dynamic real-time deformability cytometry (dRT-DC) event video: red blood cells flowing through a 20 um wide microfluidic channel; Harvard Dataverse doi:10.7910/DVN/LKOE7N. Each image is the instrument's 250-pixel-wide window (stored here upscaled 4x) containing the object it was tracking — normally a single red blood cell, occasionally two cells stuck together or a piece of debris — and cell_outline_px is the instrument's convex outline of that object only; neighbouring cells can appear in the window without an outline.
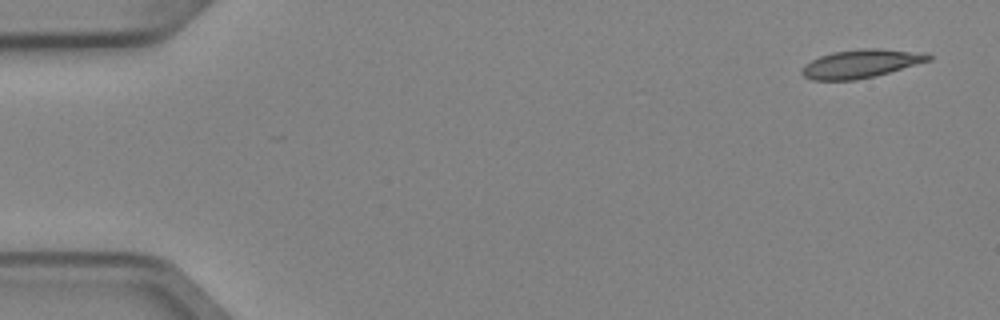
{"species": "Egyptian fruit bat (a non-hibernating species)", "species_latin": "Rousettus aegyptiacus", "temperature_condition": "cold", "stored_images_in_passage": 4, "camera_frame_rate_fps": 3000, "um_per_image_px": 0.085, "animal": {"sex": "female"}, "frame": {"image": 1, "passage_image": 1, "time_ms": 0.0, "image_size_px": [1000, 320], "cell_outline_px": [[932, 60], [888, 72], [856, 80], [812, 80], [804, 76], [800, 72], [804, 64], [820, 56], [832, 52], [860, 48], [880, 48], [928, 52], [932, 56]], "centroid_in_image_um": [73.2, 5.39], "position_along_channel_um": 11.8, "area_um2": 21.1}}